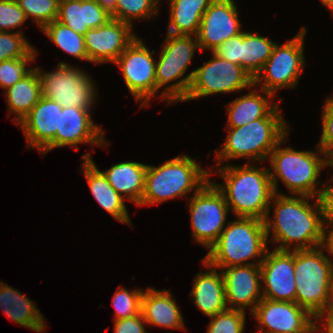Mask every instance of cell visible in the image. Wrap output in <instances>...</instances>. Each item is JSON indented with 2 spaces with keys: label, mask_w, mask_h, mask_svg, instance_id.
Here are the masks:
<instances>
[{
  "label": "cell",
  "mask_w": 333,
  "mask_h": 333,
  "mask_svg": "<svg viewBox=\"0 0 333 333\" xmlns=\"http://www.w3.org/2000/svg\"><path fill=\"white\" fill-rule=\"evenodd\" d=\"M201 262L206 272H199L193 280L192 297L194 305L207 317H212L228 309L226 304L224 279L217 268L211 266L204 259Z\"/></svg>",
  "instance_id": "obj_23"
},
{
  "label": "cell",
  "mask_w": 333,
  "mask_h": 333,
  "mask_svg": "<svg viewBox=\"0 0 333 333\" xmlns=\"http://www.w3.org/2000/svg\"><path fill=\"white\" fill-rule=\"evenodd\" d=\"M306 28L300 31L283 45L276 43L269 59L254 78V86L275 95L282 88L293 89L298 85L299 77L305 64L304 38ZM261 83L262 86H261Z\"/></svg>",
  "instance_id": "obj_10"
},
{
  "label": "cell",
  "mask_w": 333,
  "mask_h": 333,
  "mask_svg": "<svg viewBox=\"0 0 333 333\" xmlns=\"http://www.w3.org/2000/svg\"><path fill=\"white\" fill-rule=\"evenodd\" d=\"M158 60H156V93L163 87L160 97L168 105L182 102L188 91L195 71L184 77L199 43L193 35L166 33ZM176 81V82H174ZM174 82L173 84H169Z\"/></svg>",
  "instance_id": "obj_7"
},
{
  "label": "cell",
  "mask_w": 333,
  "mask_h": 333,
  "mask_svg": "<svg viewBox=\"0 0 333 333\" xmlns=\"http://www.w3.org/2000/svg\"><path fill=\"white\" fill-rule=\"evenodd\" d=\"M268 241L264 220L236 217V220L227 223L217 242L203 259L217 269L260 265L268 249ZM255 258V263L250 262Z\"/></svg>",
  "instance_id": "obj_3"
},
{
  "label": "cell",
  "mask_w": 333,
  "mask_h": 333,
  "mask_svg": "<svg viewBox=\"0 0 333 333\" xmlns=\"http://www.w3.org/2000/svg\"><path fill=\"white\" fill-rule=\"evenodd\" d=\"M8 114H14L19 124L42 97V85L37 68L4 91Z\"/></svg>",
  "instance_id": "obj_28"
},
{
  "label": "cell",
  "mask_w": 333,
  "mask_h": 333,
  "mask_svg": "<svg viewBox=\"0 0 333 333\" xmlns=\"http://www.w3.org/2000/svg\"><path fill=\"white\" fill-rule=\"evenodd\" d=\"M212 58L195 69L189 91L182 102L250 89L254 79L240 65L224 60L212 51Z\"/></svg>",
  "instance_id": "obj_12"
},
{
  "label": "cell",
  "mask_w": 333,
  "mask_h": 333,
  "mask_svg": "<svg viewBox=\"0 0 333 333\" xmlns=\"http://www.w3.org/2000/svg\"><path fill=\"white\" fill-rule=\"evenodd\" d=\"M92 109L63 107L59 111V129L56 136L40 151L42 154L50 150L70 146L78 150L76 145L92 144L97 146H109L105 140V131L94 123L91 118Z\"/></svg>",
  "instance_id": "obj_14"
},
{
  "label": "cell",
  "mask_w": 333,
  "mask_h": 333,
  "mask_svg": "<svg viewBox=\"0 0 333 333\" xmlns=\"http://www.w3.org/2000/svg\"><path fill=\"white\" fill-rule=\"evenodd\" d=\"M22 31H0V62L9 59L23 58L34 47L30 45Z\"/></svg>",
  "instance_id": "obj_36"
},
{
  "label": "cell",
  "mask_w": 333,
  "mask_h": 333,
  "mask_svg": "<svg viewBox=\"0 0 333 333\" xmlns=\"http://www.w3.org/2000/svg\"><path fill=\"white\" fill-rule=\"evenodd\" d=\"M25 13L31 18L40 30L47 24L57 20L59 0H16Z\"/></svg>",
  "instance_id": "obj_33"
},
{
  "label": "cell",
  "mask_w": 333,
  "mask_h": 333,
  "mask_svg": "<svg viewBox=\"0 0 333 333\" xmlns=\"http://www.w3.org/2000/svg\"><path fill=\"white\" fill-rule=\"evenodd\" d=\"M193 240L208 250L226 227L229 207L221 191L208 180L188 203Z\"/></svg>",
  "instance_id": "obj_11"
},
{
  "label": "cell",
  "mask_w": 333,
  "mask_h": 333,
  "mask_svg": "<svg viewBox=\"0 0 333 333\" xmlns=\"http://www.w3.org/2000/svg\"><path fill=\"white\" fill-rule=\"evenodd\" d=\"M325 245L328 247V253L331 255L330 258L333 256V231L326 234V243Z\"/></svg>",
  "instance_id": "obj_45"
},
{
  "label": "cell",
  "mask_w": 333,
  "mask_h": 333,
  "mask_svg": "<svg viewBox=\"0 0 333 333\" xmlns=\"http://www.w3.org/2000/svg\"><path fill=\"white\" fill-rule=\"evenodd\" d=\"M228 135L221 151L215 150L216 166L223 161L247 158L250 161H267L271 151L289 132L284 118H261L241 127H226ZM268 158V159H267Z\"/></svg>",
  "instance_id": "obj_6"
},
{
  "label": "cell",
  "mask_w": 333,
  "mask_h": 333,
  "mask_svg": "<svg viewBox=\"0 0 333 333\" xmlns=\"http://www.w3.org/2000/svg\"><path fill=\"white\" fill-rule=\"evenodd\" d=\"M159 0H116L113 19L120 20L133 26V20L151 19L158 16Z\"/></svg>",
  "instance_id": "obj_32"
},
{
  "label": "cell",
  "mask_w": 333,
  "mask_h": 333,
  "mask_svg": "<svg viewBox=\"0 0 333 333\" xmlns=\"http://www.w3.org/2000/svg\"><path fill=\"white\" fill-rule=\"evenodd\" d=\"M147 325L143 314L140 312L133 317L114 321V333H149L144 325Z\"/></svg>",
  "instance_id": "obj_42"
},
{
  "label": "cell",
  "mask_w": 333,
  "mask_h": 333,
  "mask_svg": "<svg viewBox=\"0 0 333 333\" xmlns=\"http://www.w3.org/2000/svg\"><path fill=\"white\" fill-rule=\"evenodd\" d=\"M144 289L136 288L129 291L123 286L118 287L112 298L115 308L114 321L133 317L141 312V299Z\"/></svg>",
  "instance_id": "obj_35"
},
{
  "label": "cell",
  "mask_w": 333,
  "mask_h": 333,
  "mask_svg": "<svg viewBox=\"0 0 333 333\" xmlns=\"http://www.w3.org/2000/svg\"><path fill=\"white\" fill-rule=\"evenodd\" d=\"M27 21L16 0H0V31L11 32Z\"/></svg>",
  "instance_id": "obj_38"
},
{
  "label": "cell",
  "mask_w": 333,
  "mask_h": 333,
  "mask_svg": "<svg viewBox=\"0 0 333 333\" xmlns=\"http://www.w3.org/2000/svg\"><path fill=\"white\" fill-rule=\"evenodd\" d=\"M176 303L170 291L148 287L142 295L141 313L148 326L185 330L183 316Z\"/></svg>",
  "instance_id": "obj_24"
},
{
  "label": "cell",
  "mask_w": 333,
  "mask_h": 333,
  "mask_svg": "<svg viewBox=\"0 0 333 333\" xmlns=\"http://www.w3.org/2000/svg\"><path fill=\"white\" fill-rule=\"evenodd\" d=\"M110 15L115 11L116 0H95Z\"/></svg>",
  "instance_id": "obj_44"
},
{
  "label": "cell",
  "mask_w": 333,
  "mask_h": 333,
  "mask_svg": "<svg viewBox=\"0 0 333 333\" xmlns=\"http://www.w3.org/2000/svg\"><path fill=\"white\" fill-rule=\"evenodd\" d=\"M326 245L294 250L296 281L295 302L313 317L328 308L330 274L333 260L326 255Z\"/></svg>",
  "instance_id": "obj_8"
},
{
  "label": "cell",
  "mask_w": 333,
  "mask_h": 333,
  "mask_svg": "<svg viewBox=\"0 0 333 333\" xmlns=\"http://www.w3.org/2000/svg\"><path fill=\"white\" fill-rule=\"evenodd\" d=\"M215 170L224 183H213L223 194L230 211L236 217L264 220L275 194L269 168L262 169L249 163L244 166L225 163L216 166Z\"/></svg>",
  "instance_id": "obj_2"
},
{
  "label": "cell",
  "mask_w": 333,
  "mask_h": 333,
  "mask_svg": "<svg viewBox=\"0 0 333 333\" xmlns=\"http://www.w3.org/2000/svg\"><path fill=\"white\" fill-rule=\"evenodd\" d=\"M313 197L275 193L264 218L267 240L276 244L277 250L313 249L326 243L322 207L319 198L309 203ZM273 203V204H272ZM274 215L271 216V206ZM292 244L293 249H292Z\"/></svg>",
  "instance_id": "obj_1"
},
{
  "label": "cell",
  "mask_w": 333,
  "mask_h": 333,
  "mask_svg": "<svg viewBox=\"0 0 333 333\" xmlns=\"http://www.w3.org/2000/svg\"><path fill=\"white\" fill-rule=\"evenodd\" d=\"M83 175L90 191L99 205L120 223L132 225L130 216L122 197L108 182L106 176L98 169L90 152L81 156Z\"/></svg>",
  "instance_id": "obj_22"
},
{
  "label": "cell",
  "mask_w": 333,
  "mask_h": 333,
  "mask_svg": "<svg viewBox=\"0 0 333 333\" xmlns=\"http://www.w3.org/2000/svg\"><path fill=\"white\" fill-rule=\"evenodd\" d=\"M41 30L48 37V39H50V41H52L65 53L79 59L80 61H88L83 35L76 33L74 30L57 20L45 25Z\"/></svg>",
  "instance_id": "obj_31"
},
{
  "label": "cell",
  "mask_w": 333,
  "mask_h": 333,
  "mask_svg": "<svg viewBox=\"0 0 333 333\" xmlns=\"http://www.w3.org/2000/svg\"><path fill=\"white\" fill-rule=\"evenodd\" d=\"M37 50L34 48L23 58L9 59L0 62V87L6 90L16 82L30 74L35 67L28 68L31 61H35Z\"/></svg>",
  "instance_id": "obj_34"
},
{
  "label": "cell",
  "mask_w": 333,
  "mask_h": 333,
  "mask_svg": "<svg viewBox=\"0 0 333 333\" xmlns=\"http://www.w3.org/2000/svg\"><path fill=\"white\" fill-rule=\"evenodd\" d=\"M322 185L323 189L319 201L322 207L323 225L327 234L333 231V183L332 185L322 183Z\"/></svg>",
  "instance_id": "obj_41"
},
{
  "label": "cell",
  "mask_w": 333,
  "mask_h": 333,
  "mask_svg": "<svg viewBox=\"0 0 333 333\" xmlns=\"http://www.w3.org/2000/svg\"><path fill=\"white\" fill-rule=\"evenodd\" d=\"M287 135L276 145L269 156L270 177L275 193L278 194V182L281 180L291 195H303L319 198L322 187L320 183L321 170L327 166V156L316 146L318 151H298L292 147L283 148ZM273 169V170H272Z\"/></svg>",
  "instance_id": "obj_4"
},
{
  "label": "cell",
  "mask_w": 333,
  "mask_h": 333,
  "mask_svg": "<svg viewBox=\"0 0 333 333\" xmlns=\"http://www.w3.org/2000/svg\"><path fill=\"white\" fill-rule=\"evenodd\" d=\"M254 88L252 86L253 90L248 94L241 95L226 105V127H241L261 118H283L279 106L270 99L274 95L262 89V93L258 92L256 86Z\"/></svg>",
  "instance_id": "obj_21"
},
{
  "label": "cell",
  "mask_w": 333,
  "mask_h": 333,
  "mask_svg": "<svg viewBox=\"0 0 333 333\" xmlns=\"http://www.w3.org/2000/svg\"><path fill=\"white\" fill-rule=\"evenodd\" d=\"M111 19L95 0L59 1L57 21L83 36L89 29L98 28Z\"/></svg>",
  "instance_id": "obj_25"
},
{
  "label": "cell",
  "mask_w": 333,
  "mask_h": 333,
  "mask_svg": "<svg viewBox=\"0 0 333 333\" xmlns=\"http://www.w3.org/2000/svg\"><path fill=\"white\" fill-rule=\"evenodd\" d=\"M241 45L242 33L223 42L213 52L224 60L241 66Z\"/></svg>",
  "instance_id": "obj_40"
},
{
  "label": "cell",
  "mask_w": 333,
  "mask_h": 333,
  "mask_svg": "<svg viewBox=\"0 0 333 333\" xmlns=\"http://www.w3.org/2000/svg\"><path fill=\"white\" fill-rule=\"evenodd\" d=\"M263 298L273 301L295 302L296 279L294 250L267 249L260 264Z\"/></svg>",
  "instance_id": "obj_16"
},
{
  "label": "cell",
  "mask_w": 333,
  "mask_h": 333,
  "mask_svg": "<svg viewBox=\"0 0 333 333\" xmlns=\"http://www.w3.org/2000/svg\"><path fill=\"white\" fill-rule=\"evenodd\" d=\"M246 312L227 309L210 317L207 333H244Z\"/></svg>",
  "instance_id": "obj_37"
},
{
  "label": "cell",
  "mask_w": 333,
  "mask_h": 333,
  "mask_svg": "<svg viewBox=\"0 0 333 333\" xmlns=\"http://www.w3.org/2000/svg\"><path fill=\"white\" fill-rule=\"evenodd\" d=\"M234 0H214L204 12L196 38L201 50H215L231 37L241 34V23Z\"/></svg>",
  "instance_id": "obj_17"
},
{
  "label": "cell",
  "mask_w": 333,
  "mask_h": 333,
  "mask_svg": "<svg viewBox=\"0 0 333 333\" xmlns=\"http://www.w3.org/2000/svg\"><path fill=\"white\" fill-rule=\"evenodd\" d=\"M0 308L14 323L45 333L47 324L36 304L17 289L0 281Z\"/></svg>",
  "instance_id": "obj_26"
},
{
  "label": "cell",
  "mask_w": 333,
  "mask_h": 333,
  "mask_svg": "<svg viewBox=\"0 0 333 333\" xmlns=\"http://www.w3.org/2000/svg\"><path fill=\"white\" fill-rule=\"evenodd\" d=\"M212 175L211 170L188 155H179L160 166L148 165L145 172L144 192L138 205L159 204L197 192ZM189 193V194H188Z\"/></svg>",
  "instance_id": "obj_5"
},
{
  "label": "cell",
  "mask_w": 333,
  "mask_h": 333,
  "mask_svg": "<svg viewBox=\"0 0 333 333\" xmlns=\"http://www.w3.org/2000/svg\"><path fill=\"white\" fill-rule=\"evenodd\" d=\"M315 321V331L322 332V333H333V308L328 307L326 310L318 313L314 317ZM318 322L320 323V326H318ZM323 324V325H322ZM325 328V329H324ZM325 330V331H324Z\"/></svg>",
  "instance_id": "obj_43"
},
{
  "label": "cell",
  "mask_w": 333,
  "mask_h": 333,
  "mask_svg": "<svg viewBox=\"0 0 333 333\" xmlns=\"http://www.w3.org/2000/svg\"><path fill=\"white\" fill-rule=\"evenodd\" d=\"M62 108L56 101L41 97L18 124L26 138L27 148L38 149L40 152L56 136L59 129V111H62Z\"/></svg>",
  "instance_id": "obj_20"
},
{
  "label": "cell",
  "mask_w": 333,
  "mask_h": 333,
  "mask_svg": "<svg viewBox=\"0 0 333 333\" xmlns=\"http://www.w3.org/2000/svg\"><path fill=\"white\" fill-rule=\"evenodd\" d=\"M132 27L112 18L98 28L89 29L84 35L88 62L114 63L137 37Z\"/></svg>",
  "instance_id": "obj_18"
},
{
  "label": "cell",
  "mask_w": 333,
  "mask_h": 333,
  "mask_svg": "<svg viewBox=\"0 0 333 333\" xmlns=\"http://www.w3.org/2000/svg\"><path fill=\"white\" fill-rule=\"evenodd\" d=\"M214 0H169V26L173 35H197L204 12Z\"/></svg>",
  "instance_id": "obj_29"
},
{
  "label": "cell",
  "mask_w": 333,
  "mask_h": 333,
  "mask_svg": "<svg viewBox=\"0 0 333 333\" xmlns=\"http://www.w3.org/2000/svg\"><path fill=\"white\" fill-rule=\"evenodd\" d=\"M221 273L228 309L246 312L245 308L251 307L252 314L263 299L260 265L231 266Z\"/></svg>",
  "instance_id": "obj_19"
},
{
  "label": "cell",
  "mask_w": 333,
  "mask_h": 333,
  "mask_svg": "<svg viewBox=\"0 0 333 333\" xmlns=\"http://www.w3.org/2000/svg\"><path fill=\"white\" fill-rule=\"evenodd\" d=\"M328 166L333 168V152L327 157V167ZM332 182H333V176L330 183Z\"/></svg>",
  "instance_id": "obj_48"
},
{
  "label": "cell",
  "mask_w": 333,
  "mask_h": 333,
  "mask_svg": "<svg viewBox=\"0 0 333 333\" xmlns=\"http://www.w3.org/2000/svg\"><path fill=\"white\" fill-rule=\"evenodd\" d=\"M147 166L139 162L125 161L102 172L122 197L138 206L144 192Z\"/></svg>",
  "instance_id": "obj_27"
},
{
  "label": "cell",
  "mask_w": 333,
  "mask_h": 333,
  "mask_svg": "<svg viewBox=\"0 0 333 333\" xmlns=\"http://www.w3.org/2000/svg\"><path fill=\"white\" fill-rule=\"evenodd\" d=\"M252 315L260 324L257 327L259 333L315 331L314 317L296 302L273 301L263 298L257 304Z\"/></svg>",
  "instance_id": "obj_15"
},
{
  "label": "cell",
  "mask_w": 333,
  "mask_h": 333,
  "mask_svg": "<svg viewBox=\"0 0 333 333\" xmlns=\"http://www.w3.org/2000/svg\"><path fill=\"white\" fill-rule=\"evenodd\" d=\"M318 146L328 157L333 152V99H325L322 108V134Z\"/></svg>",
  "instance_id": "obj_39"
},
{
  "label": "cell",
  "mask_w": 333,
  "mask_h": 333,
  "mask_svg": "<svg viewBox=\"0 0 333 333\" xmlns=\"http://www.w3.org/2000/svg\"><path fill=\"white\" fill-rule=\"evenodd\" d=\"M42 85V96L62 107L93 109L97 88L94 80L82 69L59 62L52 72L36 67Z\"/></svg>",
  "instance_id": "obj_9"
},
{
  "label": "cell",
  "mask_w": 333,
  "mask_h": 333,
  "mask_svg": "<svg viewBox=\"0 0 333 333\" xmlns=\"http://www.w3.org/2000/svg\"><path fill=\"white\" fill-rule=\"evenodd\" d=\"M290 333H316V331H296V332H290Z\"/></svg>",
  "instance_id": "obj_49"
},
{
  "label": "cell",
  "mask_w": 333,
  "mask_h": 333,
  "mask_svg": "<svg viewBox=\"0 0 333 333\" xmlns=\"http://www.w3.org/2000/svg\"><path fill=\"white\" fill-rule=\"evenodd\" d=\"M328 307L333 308V268L330 274Z\"/></svg>",
  "instance_id": "obj_46"
},
{
  "label": "cell",
  "mask_w": 333,
  "mask_h": 333,
  "mask_svg": "<svg viewBox=\"0 0 333 333\" xmlns=\"http://www.w3.org/2000/svg\"><path fill=\"white\" fill-rule=\"evenodd\" d=\"M142 40L137 36L114 62L122 71L129 93L140 103V109L156 97L155 50L150 51Z\"/></svg>",
  "instance_id": "obj_13"
},
{
  "label": "cell",
  "mask_w": 333,
  "mask_h": 333,
  "mask_svg": "<svg viewBox=\"0 0 333 333\" xmlns=\"http://www.w3.org/2000/svg\"><path fill=\"white\" fill-rule=\"evenodd\" d=\"M333 13V0H320Z\"/></svg>",
  "instance_id": "obj_47"
},
{
  "label": "cell",
  "mask_w": 333,
  "mask_h": 333,
  "mask_svg": "<svg viewBox=\"0 0 333 333\" xmlns=\"http://www.w3.org/2000/svg\"><path fill=\"white\" fill-rule=\"evenodd\" d=\"M276 43L257 33L243 31L241 67L254 79L272 54Z\"/></svg>",
  "instance_id": "obj_30"
}]
</instances>
